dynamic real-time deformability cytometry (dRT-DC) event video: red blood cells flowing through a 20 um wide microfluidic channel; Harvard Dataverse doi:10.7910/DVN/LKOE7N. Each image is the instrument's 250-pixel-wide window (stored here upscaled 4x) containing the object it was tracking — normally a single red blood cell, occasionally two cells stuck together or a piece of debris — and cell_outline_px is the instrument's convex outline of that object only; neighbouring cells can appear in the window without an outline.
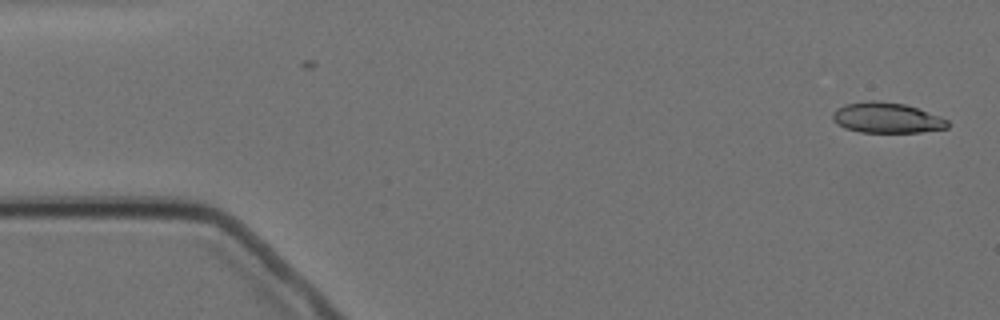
{"species": "Egyptian fruit bat (a non-hibernating species)", "species_latin": "Rousettus aegyptiacus", "temperature_condition": "cold", "stored_images_in_passage": 6, "camera_frame_rate_fps": 3000, "um_per_image_px": 0.085, "animal": {"sex": "female"}, "frame": {"image": 1, "passage_image": 1, "time_ms": 0.0, "image_size_px": [1000, 320], "cell_outline_px": [[948, 128], [920, 132], [860, 132], [844, 128], [836, 124], [832, 120], [832, 112], [836, 108], [844, 104], [868, 100], [872, 100], [904, 104], [940, 116], [948, 120]], "centroid_in_image_um": [75.32, 10.01], "position_along_channel_um": 9.7, "area_um2": 20.46}}
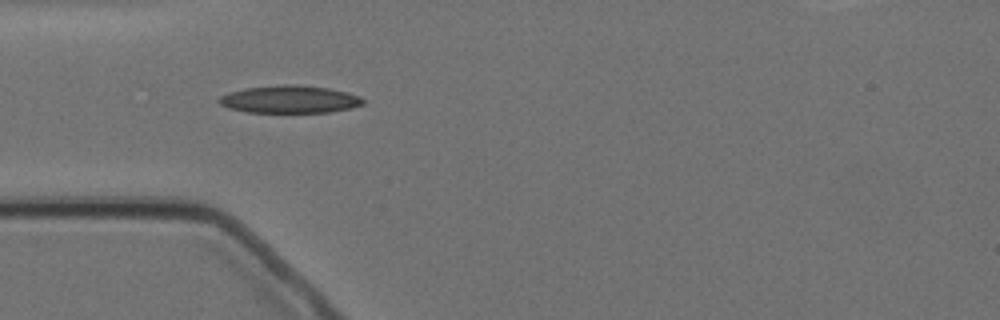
{"frame": {"image": 2, "passage_image": 5, "time_ms": 4.667, "image_size_px": [1000, 320], "cell_outline_px": [[364, 104], [352, 108], [332, 112], [248, 112], [228, 108], [220, 104], [216, 100], [220, 96], [244, 88], [280, 84], [296, 84], [328, 88], [348, 92], [360, 96], [364, 100]], "centroid_in_image_um": [24.64, 8.44], "position_along_channel_um": 60.4, "area_um2": 23.29}}
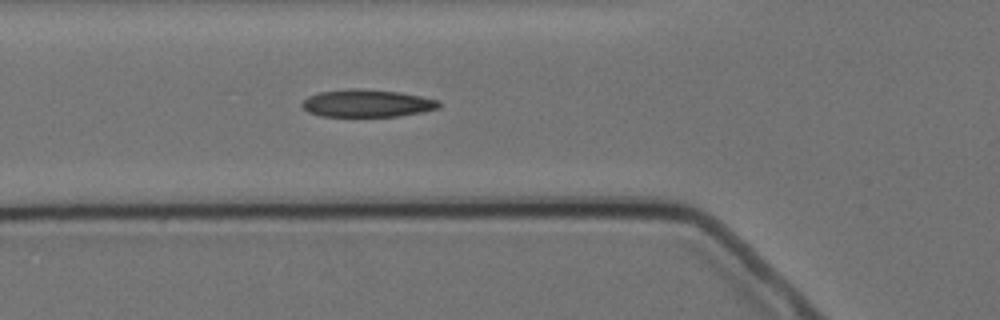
{"frame": {"image": 3, "passage_image": 6, "time_ms": 5.667, "image_size_px": [1000, 320], "cell_outline_px": [[440, 108], [424, 112], [396, 116], [320, 116], [308, 112], [300, 104], [308, 96], [320, 92], [356, 88], [360, 88], [400, 92], [440, 100]], "centroid_in_image_um": [31.22, 8.78], "position_along_channel_um": 94.6, "area_um2": 21.96}}